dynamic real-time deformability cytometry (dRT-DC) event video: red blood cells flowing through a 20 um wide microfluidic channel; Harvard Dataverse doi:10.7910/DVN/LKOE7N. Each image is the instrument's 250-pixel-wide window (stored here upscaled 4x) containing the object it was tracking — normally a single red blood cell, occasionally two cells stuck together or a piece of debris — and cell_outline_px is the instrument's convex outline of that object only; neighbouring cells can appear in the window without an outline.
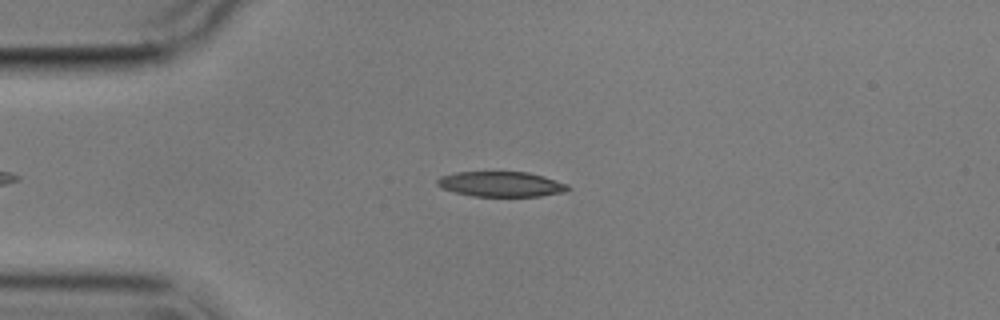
{"species": "common noctule bat (a hibernating species)", "species_latin": "Nyctalus noctula", "temperature_condition": "cold", "stored_images_in_passage": 4, "camera_frame_rate_fps": 3000, "um_per_image_px": 0.085, "animal": {"sex": "male", "body_mass_g": 17.9}, "frame": {"image": 1, "passage_image": 2, "time_ms": 1.0, "image_size_px": [1000, 320], "cell_outline_px": [[572, 188], [564, 192], [540, 196], [472, 196], [440, 188], [436, 184], [436, 180], [440, 176], [456, 172], [528, 172], [544, 176], [568, 184]], "centroid_in_image_um": [42.59, 15.65], "position_along_channel_um": 42.4, "area_um2": 19.25}}
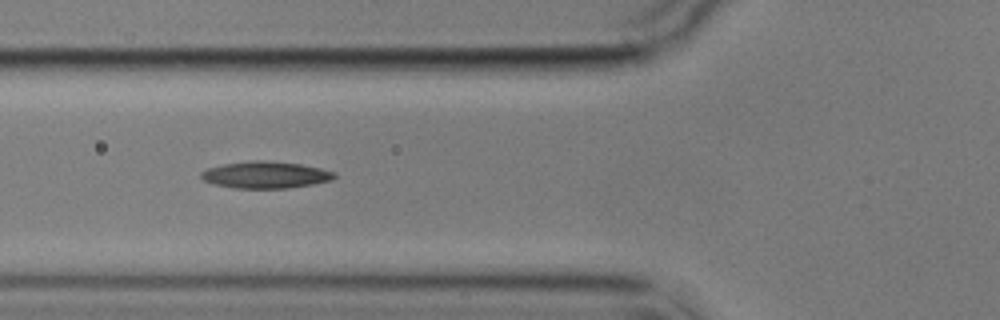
{"frame": {"image": 2, "passage_image": 4, "time_ms": 3.333, "image_size_px": [1000, 320], "cell_outline_px": [[336, 176], [332, 180], [312, 184], [288, 188], [236, 188], [216, 184], [204, 180], [200, 176], [200, 172], [208, 168], [224, 164], [252, 160], [264, 160], [300, 164], [320, 168], [336, 172]], "centroid_in_image_um": [22.59, 14.86], "position_along_channel_um": 103.2, "area_um2": 20.69}}